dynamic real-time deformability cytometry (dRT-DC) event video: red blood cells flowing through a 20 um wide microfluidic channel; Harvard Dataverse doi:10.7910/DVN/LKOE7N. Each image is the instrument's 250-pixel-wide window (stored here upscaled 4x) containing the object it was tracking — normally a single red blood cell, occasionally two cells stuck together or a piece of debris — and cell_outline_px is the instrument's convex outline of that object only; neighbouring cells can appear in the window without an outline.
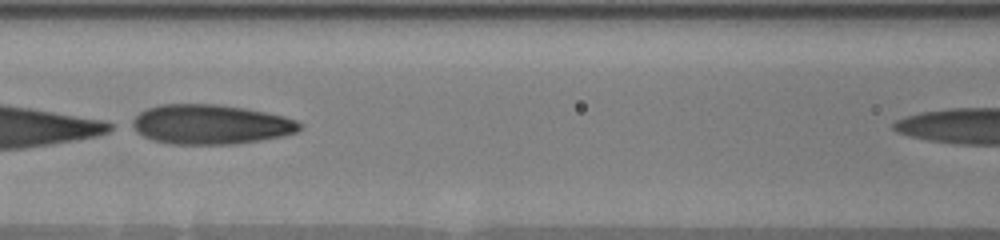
{"species": "human", "species_latin": "Homo sapiens", "temperature_condition": "warm", "stored_images_in_passage": 29, "camera_frame_rate_fps": 3000, "um_per_image_px": 0.085, "donor": {"sex": "male"}, "frame": {"image": 1, "passage_image": 12, "time_ms": 2.667, "image_size_px": [1000, 240], "cell_outline_px": [[304, 124], [296, 132], [284, 136], [260, 140], [232, 144], [172, 144], [152, 140], [136, 132], [128, 124], [140, 112], [148, 108], [160, 104], [220, 104], [244, 108], [284, 116], [296, 120]], "centroid_in_image_um": [17.88, 10.57], "position_along_channel_um": 148.7, "area_um2": 38.84}}